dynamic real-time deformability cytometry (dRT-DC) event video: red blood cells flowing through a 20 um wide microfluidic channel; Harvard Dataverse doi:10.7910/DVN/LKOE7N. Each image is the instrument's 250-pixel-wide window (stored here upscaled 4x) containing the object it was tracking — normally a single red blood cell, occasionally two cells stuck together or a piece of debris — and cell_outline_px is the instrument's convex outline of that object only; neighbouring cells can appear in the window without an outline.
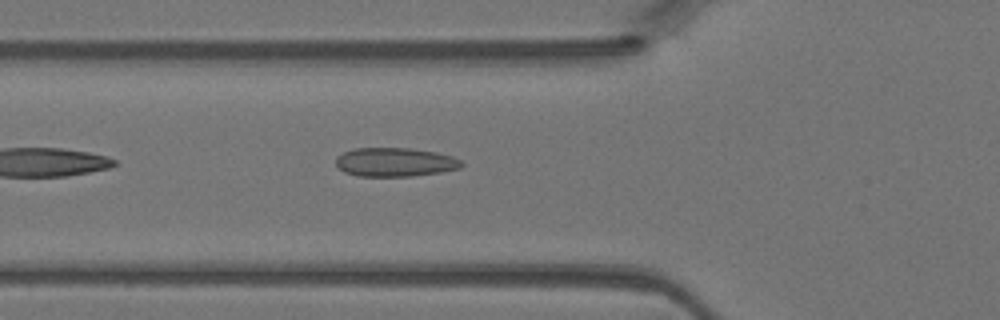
{"species": "Egyptian fruit bat (a non-hibernating species)", "species_latin": "Rousettus aegyptiacus", "temperature_condition": "warm", "stored_images_in_passage": 32, "camera_frame_rate_fps": 3000, "um_per_image_px": 0.085, "animal": {"sex": "female"}, "frame": {"image": 1, "passage_image": 3, "time_ms": 0.667, "image_size_px": [1000, 320], "cell_outline_px": [[464, 164], [460, 168], [440, 172], [412, 176], [356, 176], [344, 172], [336, 164], [336, 156], [344, 152], [356, 148], [408, 148], [436, 152], [452, 156], [460, 160]], "centroid_in_image_um": [33.57, 13.78], "position_along_channel_um": 92.2, "area_um2": 21.1}}
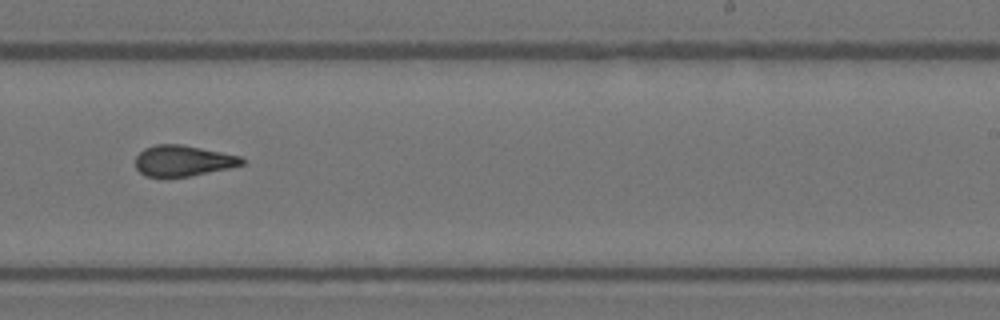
{"frame": {"image": 2, "passage_image": 15, "time_ms": 4.667, "image_size_px": [1000, 320], "cell_outline_px": [[244, 164], [228, 168], [188, 176], [144, 176], [136, 168], [136, 156], [144, 148], [156, 144], [180, 144], [240, 156], [244, 160]], "centroid_in_image_um": [15.52, 13.65], "position_along_channel_um": 273.5, "area_um2": 18.79}}
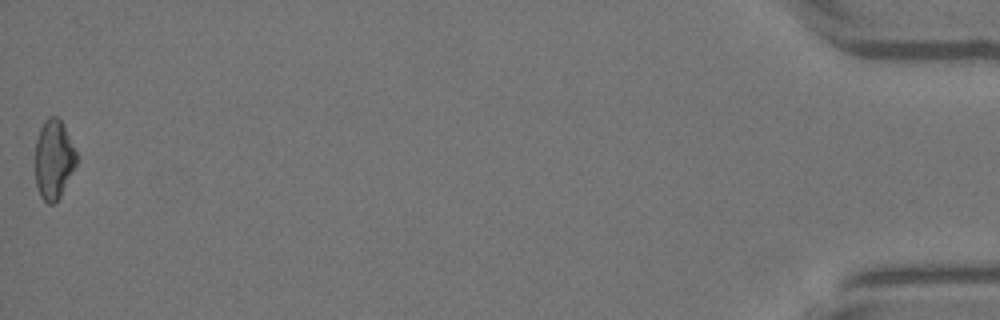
{"frame": {"image": 3, "passage_image": 32, "time_ms": 10.333, "image_size_px": [1000, 320], "cell_outline_px": [[76, 164], [60, 196], [52, 204], [48, 204], [40, 196], [36, 184], [36, 140], [40, 128], [44, 120], [48, 116], [56, 116], [64, 124], [76, 152]], "centroid_in_image_um": [4.56, 13.52], "position_along_channel_um": 430.6, "area_um2": 18.84}}